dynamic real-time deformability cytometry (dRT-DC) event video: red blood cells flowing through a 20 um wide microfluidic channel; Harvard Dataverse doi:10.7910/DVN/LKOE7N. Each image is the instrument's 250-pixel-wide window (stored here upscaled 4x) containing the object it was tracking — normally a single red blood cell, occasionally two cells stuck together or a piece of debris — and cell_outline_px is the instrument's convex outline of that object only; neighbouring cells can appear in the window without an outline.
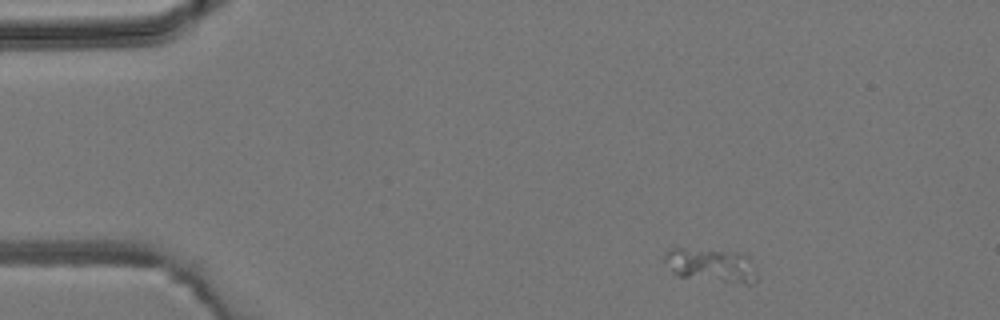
{"species": "common noctule bat (a hibernating species)", "species_latin": "Nyctalus noctula", "temperature_condition": "room temperature", "stored_images_in_passage": 3, "camera_frame_rate_fps": 3000, "um_per_image_px": 0.085, "animal": {"sex": "male", "body_mass_g": 19.2, "forearm_length_mm": 51.8}, "frame": {"image": 1, "passage_image": 1, "time_ms": 0.0, "image_size_px": [1000, 320], "cell_outline_px": [[756, 280], [752, 284], [744, 284], [676, 276], [672, 272], [664, 260], [664, 252], [668, 248], [684, 248], [736, 252], [748, 256], [756, 272]], "centroid_in_image_um": [60.41, 22.55], "position_along_channel_um": 24.6, "area_um2": 18.32}}